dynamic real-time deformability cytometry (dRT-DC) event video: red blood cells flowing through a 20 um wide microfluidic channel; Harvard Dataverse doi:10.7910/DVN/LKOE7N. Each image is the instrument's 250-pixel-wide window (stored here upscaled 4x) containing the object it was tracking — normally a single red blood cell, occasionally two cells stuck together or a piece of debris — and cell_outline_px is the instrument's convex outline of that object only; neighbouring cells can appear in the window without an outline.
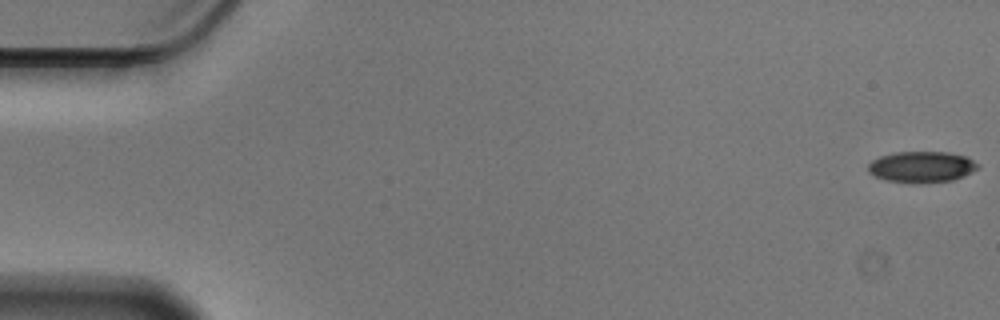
{"species": "Egyptian fruit bat (a non-hibernating species)", "species_latin": "Rousettus aegyptiacus", "temperature_condition": "cold", "stored_images_in_passage": 57, "camera_frame_rate_fps": 3000, "um_per_image_px": 0.085, "animal": {"sex": "male"}, "frame": {"image": 1, "passage_image": 1, "time_ms": 0.0, "image_size_px": [1000, 320], "cell_outline_px": [[980, 168], [972, 172], [952, 180], [920, 184], [888, 180], [876, 176], [868, 172], [868, 164], [872, 160], [880, 156], [896, 152], [948, 152], [968, 156], [980, 164]], "centroid_in_image_um": [78.38, 14.18], "position_along_channel_um": 6.6, "area_um2": 20.06}}
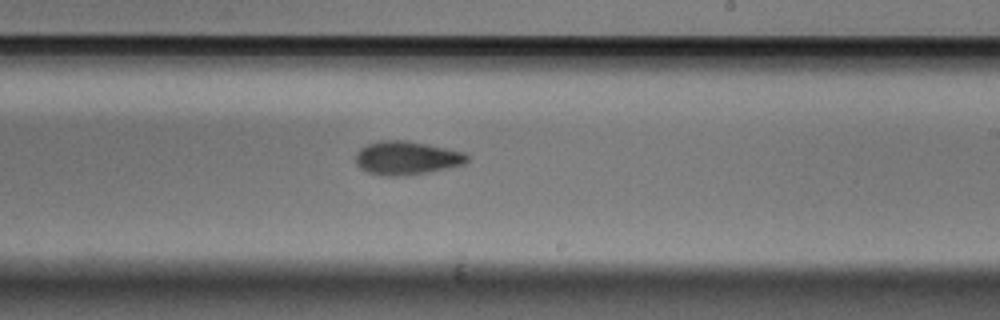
{"frame": {"image": 2, "passage_image": 34, "time_ms": 11.0, "image_size_px": [1000, 320], "cell_outline_px": [[468, 160], [464, 164], [448, 168], [404, 176], [388, 176], [368, 172], [360, 168], [356, 164], [356, 152], [360, 148], [368, 144], [380, 140], [404, 140], [428, 144], [464, 152], [468, 156]], "centroid_in_image_um": [34.55, 13.42], "position_along_channel_um": 254.4, "area_um2": 21.73}}
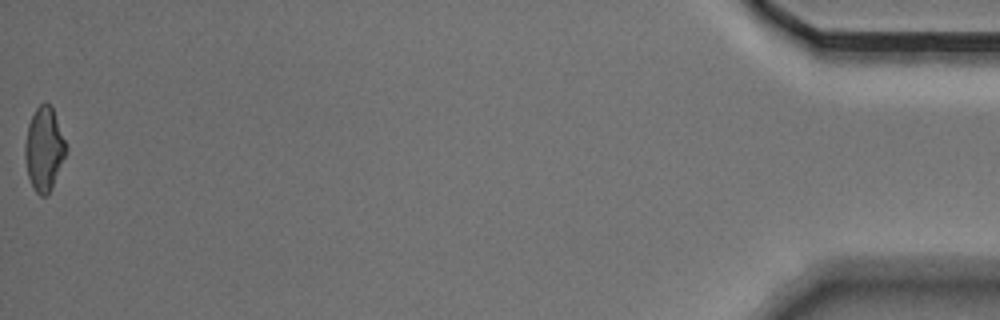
{"frame": {"image": 3, "passage_image": 57, "time_ms": 18.667, "image_size_px": [1000, 320], "cell_outline_px": [[68, 152], [52, 188], [44, 196], [40, 196], [36, 192], [28, 176], [24, 156], [24, 144], [28, 124], [36, 108], [44, 100], [52, 108], [68, 148]], "centroid_in_image_um": [3.75, 12.67], "position_along_channel_um": 431.4, "area_um2": 20.06}, "authors_computed_cell_mechanics": {"area_um2": 21.1548, "velocity_mm_per_s": 3.5642, "shape_relaxation_time_tau1_ms": 4.0746, "shape_relaxation_time_tau2_ms": 7.0425, "deformation_change_tau1": 0.112, "deformation_change_tau2": 0.142}}